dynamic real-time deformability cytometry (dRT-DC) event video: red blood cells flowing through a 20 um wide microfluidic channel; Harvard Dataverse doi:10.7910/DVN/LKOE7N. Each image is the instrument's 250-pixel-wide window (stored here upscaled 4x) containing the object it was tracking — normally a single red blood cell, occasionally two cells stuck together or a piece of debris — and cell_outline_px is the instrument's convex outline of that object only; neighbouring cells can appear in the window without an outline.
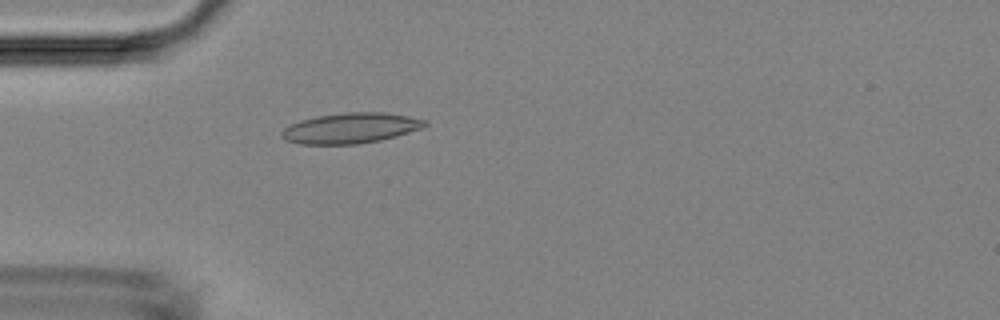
{"species": "Egyptian fruit bat (a non-hibernating species)", "species_latin": "Rousettus aegyptiacus", "temperature_condition": "room temperature", "stored_images_in_passage": 5, "camera_frame_rate_fps": 3000, "um_per_image_px": 0.085, "animal": {"sex": "female"}, "frame": {"image": 1, "passage_image": 5, "time_ms": 4.667, "image_size_px": [1000, 320], "cell_outline_px": [[428, 124], [424, 128], [396, 136], [380, 140], [356, 144], [300, 144], [284, 140], [280, 136], [280, 132], [284, 128], [300, 120], [316, 116], [344, 112], [384, 112], [408, 116], [428, 120]], "centroid_in_image_um": [29.81, 10.88], "position_along_channel_um": 55.2, "area_um2": 25.61}}